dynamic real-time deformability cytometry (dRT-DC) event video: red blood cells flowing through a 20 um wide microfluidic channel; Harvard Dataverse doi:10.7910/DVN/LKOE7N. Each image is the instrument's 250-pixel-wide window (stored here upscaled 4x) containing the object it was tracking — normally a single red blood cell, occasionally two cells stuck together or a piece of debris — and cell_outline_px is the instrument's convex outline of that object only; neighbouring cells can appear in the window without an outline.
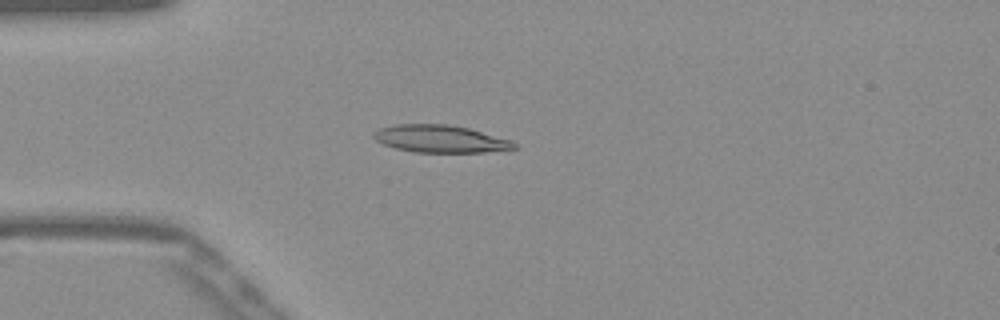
{"species": "Egyptian fruit bat (a non-hibernating species)", "species_latin": "Rousettus aegyptiacus", "temperature_condition": "warm", "stored_images_in_passage": 39, "camera_frame_rate_fps": 3000, "um_per_image_px": 0.085, "frame": {"image": 1, "passage_image": 1, "time_ms": 0.0, "image_size_px": [1000, 320], "cell_outline_px": [[520, 148], [484, 152], [412, 152], [396, 148], [384, 144], [376, 140], [372, 136], [372, 132], [380, 128], [396, 124], [444, 124], [468, 128], [512, 140]], "centroid_in_image_um": [37.43, 11.8], "position_along_channel_um": 47.6, "area_um2": 22.43}}
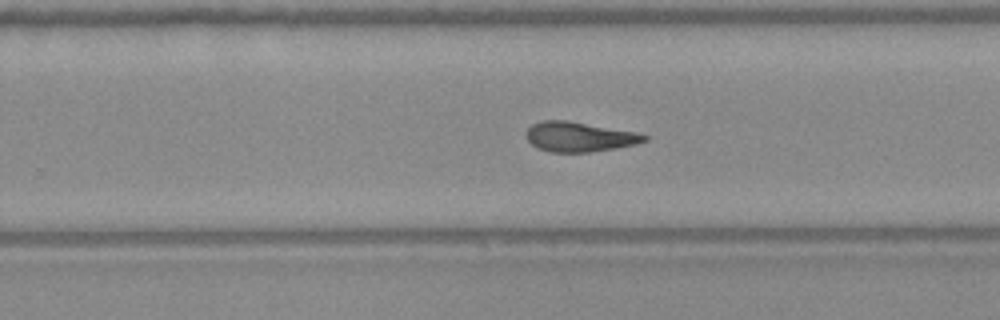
{"frame": {"image": 2, "passage_image": 20, "time_ms": 6.333, "image_size_px": [1000, 320], "cell_outline_px": [[648, 140], [636, 144], [616, 148], [592, 152], [552, 152], [536, 148], [528, 140], [528, 128], [532, 124], [540, 120], [564, 120], [636, 132], [648, 136]], "centroid_in_image_um": [49.25, 11.63], "position_along_channel_um": 280.6, "area_um2": 20.35}}
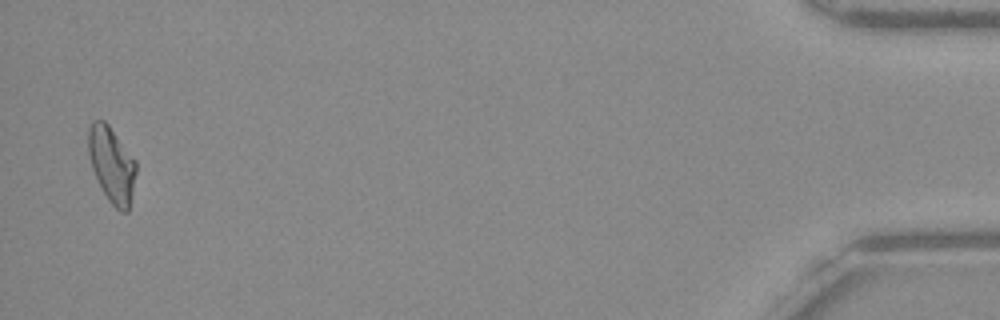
{"frame": {"image": 3, "passage_image": 38, "time_ms": 12.333, "image_size_px": [1000, 320], "cell_outline_px": [[136, 172], [128, 212], [120, 212], [108, 200], [100, 188], [92, 168], [88, 152], [88, 128], [92, 120], [104, 120], [108, 124], [136, 160]], "centroid_in_image_um": [9.48, 13.98], "position_along_channel_um": 425.7, "area_um2": 21.1}, "authors_computed_cell_mechanics": {"area_um2": 20.8658, "velocity_mm_per_s": 3.8926, "shape_relaxation_time_tau1_ms": null, "shape_relaxation_time_tau2_ms": 4.9875, "deformation_change_tau1": null, "deformation_change_tau2": 0.1631}}